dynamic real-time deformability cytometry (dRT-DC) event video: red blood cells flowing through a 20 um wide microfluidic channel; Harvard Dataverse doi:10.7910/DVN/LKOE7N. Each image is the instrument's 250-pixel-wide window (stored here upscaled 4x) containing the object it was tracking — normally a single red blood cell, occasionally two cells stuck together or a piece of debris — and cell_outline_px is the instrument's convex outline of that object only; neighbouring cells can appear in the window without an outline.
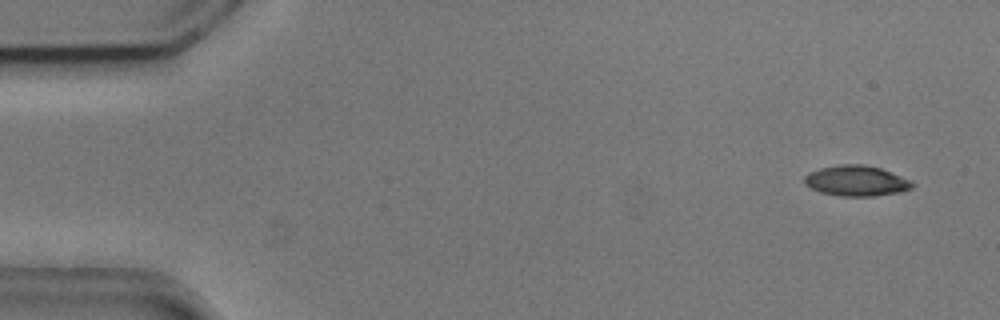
{"species": "common noctule bat (a hibernating species)", "species_latin": "Nyctalus noctula", "temperature_condition": "cold", "stored_images_in_passage": 5, "segment_of_instrument_passage": [1, 2], "camera_frame_rate_fps": 3000, "um_per_image_px": 0.085, "animal": {"sex": "male", "body_mass_g": 20.5, "forearm_length_mm": 52.5}, "frame": {"image": 1, "passage_image": 1, "time_ms": 0.0, "image_size_px": [1000, 320], "cell_outline_px": [[916, 184], [912, 188], [900, 192], [872, 196], [840, 196], [820, 192], [804, 184], [804, 176], [808, 172], [820, 168], [840, 164], [864, 164], [880, 168], [912, 180]], "centroid_in_image_um": [72.79, 15.36], "position_along_channel_um": 12.2, "area_um2": 19.31}}